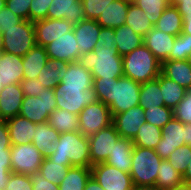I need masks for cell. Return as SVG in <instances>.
<instances>
[{
    "instance_id": "cell-25",
    "label": "cell",
    "mask_w": 191,
    "mask_h": 190,
    "mask_svg": "<svg viewBox=\"0 0 191 190\" xmlns=\"http://www.w3.org/2000/svg\"><path fill=\"white\" fill-rule=\"evenodd\" d=\"M161 73L186 90H191V65L187 60H165Z\"/></svg>"
},
{
    "instance_id": "cell-31",
    "label": "cell",
    "mask_w": 191,
    "mask_h": 190,
    "mask_svg": "<svg viewBox=\"0 0 191 190\" xmlns=\"http://www.w3.org/2000/svg\"><path fill=\"white\" fill-rule=\"evenodd\" d=\"M158 82L160 83V90L165 106L173 110L185 97L187 90L162 73L158 76Z\"/></svg>"
},
{
    "instance_id": "cell-2",
    "label": "cell",
    "mask_w": 191,
    "mask_h": 190,
    "mask_svg": "<svg viewBox=\"0 0 191 190\" xmlns=\"http://www.w3.org/2000/svg\"><path fill=\"white\" fill-rule=\"evenodd\" d=\"M47 157L66 166L91 167L88 137L79 131L60 133L54 151Z\"/></svg>"
},
{
    "instance_id": "cell-57",
    "label": "cell",
    "mask_w": 191,
    "mask_h": 190,
    "mask_svg": "<svg viewBox=\"0 0 191 190\" xmlns=\"http://www.w3.org/2000/svg\"><path fill=\"white\" fill-rule=\"evenodd\" d=\"M84 190H104L101 185L94 179V177L90 176L88 181L86 182Z\"/></svg>"
},
{
    "instance_id": "cell-5",
    "label": "cell",
    "mask_w": 191,
    "mask_h": 190,
    "mask_svg": "<svg viewBox=\"0 0 191 190\" xmlns=\"http://www.w3.org/2000/svg\"><path fill=\"white\" fill-rule=\"evenodd\" d=\"M161 160L154 149L134 146L130 170L133 185L155 186Z\"/></svg>"
},
{
    "instance_id": "cell-29",
    "label": "cell",
    "mask_w": 191,
    "mask_h": 190,
    "mask_svg": "<svg viewBox=\"0 0 191 190\" xmlns=\"http://www.w3.org/2000/svg\"><path fill=\"white\" fill-rule=\"evenodd\" d=\"M116 50L120 56H124L132 52L143 44L144 38L135 33L129 26L123 25L115 28Z\"/></svg>"
},
{
    "instance_id": "cell-65",
    "label": "cell",
    "mask_w": 191,
    "mask_h": 190,
    "mask_svg": "<svg viewBox=\"0 0 191 190\" xmlns=\"http://www.w3.org/2000/svg\"><path fill=\"white\" fill-rule=\"evenodd\" d=\"M187 61L191 65V53L189 54Z\"/></svg>"
},
{
    "instance_id": "cell-4",
    "label": "cell",
    "mask_w": 191,
    "mask_h": 190,
    "mask_svg": "<svg viewBox=\"0 0 191 190\" xmlns=\"http://www.w3.org/2000/svg\"><path fill=\"white\" fill-rule=\"evenodd\" d=\"M123 73L138 83L156 79L161 73V63L144 45L122 56Z\"/></svg>"
},
{
    "instance_id": "cell-22",
    "label": "cell",
    "mask_w": 191,
    "mask_h": 190,
    "mask_svg": "<svg viewBox=\"0 0 191 190\" xmlns=\"http://www.w3.org/2000/svg\"><path fill=\"white\" fill-rule=\"evenodd\" d=\"M6 122L11 145L32 143L35 123L20 115L9 118Z\"/></svg>"
},
{
    "instance_id": "cell-17",
    "label": "cell",
    "mask_w": 191,
    "mask_h": 190,
    "mask_svg": "<svg viewBox=\"0 0 191 190\" xmlns=\"http://www.w3.org/2000/svg\"><path fill=\"white\" fill-rule=\"evenodd\" d=\"M47 18L66 19L73 26L86 19L81 0H53Z\"/></svg>"
},
{
    "instance_id": "cell-55",
    "label": "cell",
    "mask_w": 191,
    "mask_h": 190,
    "mask_svg": "<svg viewBox=\"0 0 191 190\" xmlns=\"http://www.w3.org/2000/svg\"><path fill=\"white\" fill-rule=\"evenodd\" d=\"M0 146H12L6 120H0Z\"/></svg>"
},
{
    "instance_id": "cell-50",
    "label": "cell",
    "mask_w": 191,
    "mask_h": 190,
    "mask_svg": "<svg viewBox=\"0 0 191 190\" xmlns=\"http://www.w3.org/2000/svg\"><path fill=\"white\" fill-rule=\"evenodd\" d=\"M24 19L15 15L6 6L0 11V31L20 24Z\"/></svg>"
},
{
    "instance_id": "cell-14",
    "label": "cell",
    "mask_w": 191,
    "mask_h": 190,
    "mask_svg": "<svg viewBox=\"0 0 191 190\" xmlns=\"http://www.w3.org/2000/svg\"><path fill=\"white\" fill-rule=\"evenodd\" d=\"M36 45L45 47L62 35L73 30L66 19H41L34 21Z\"/></svg>"
},
{
    "instance_id": "cell-56",
    "label": "cell",
    "mask_w": 191,
    "mask_h": 190,
    "mask_svg": "<svg viewBox=\"0 0 191 190\" xmlns=\"http://www.w3.org/2000/svg\"><path fill=\"white\" fill-rule=\"evenodd\" d=\"M11 172L0 166V190H5Z\"/></svg>"
},
{
    "instance_id": "cell-26",
    "label": "cell",
    "mask_w": 191,
    "mask_h": 190,
    "mask_svg": "<svg viewBox=\"0 0 191 190\" xmlns=\"http://www.w3.org/2000/svg\"><path fill=\"white\" fill-rule=\"evenodd\" d=\"M35 134L32 144L41 152L45 157L50 155L55 149V142L58 140L60 133L57 132L49 122L37 123L34 126Z\"/></svg>"
},
{
    "instance_id": "cell-3",
    "label": "cell",
    "mask_w": 191,
    "mask_h": 190,
    "mask_svg": "<svg viewBox=\"0 0 191 190\" xmlns=\"http://www.w3.org/2000/svg\"><path fill=\"white\" fill-rule=\"evenodd\" d=\"M77 62L90 71L93 78L117 79L124 76L122 56L116 49L96 48L80 55Z\"/></svg>"
},
{
    "instance_id": "cell-40",
    "label": "cell",
    "mask_w": 191,
    "mask_h": 190,
    "mask_svg": "<svg viewBox=\"0 0 191 190\" xmlns=\"http://www.w3.org/2000/svg\"><path fill=\"white\" fill-rule=\"evenodd\" d=\"M132 2L147 15V18L153 25H155L160 19L161 14L170 5L166 0H133Z\"/></svg>"
},
{
    "instance_id": "cell-13",
    "label": "cell",
    "mask_w": 191,
    "mask_h": 190,
    "mask_svg": "<svg viewBox=\"0 0 191 190\" xmlns=\"http://www.w3.org/2000/svg\"><path fill=\"white\" fill-rule=\"evenodd\" d=\"M184 139H186V124L173 117L162 128V138L154 150L162 159H167L176 148L185 145Z\"/></svg>"
},
{
    "instance_id": "cell-53",
    "label": "cell",
    "mask_w": 191,
    "mask_h": 190,
    "mask_svg": "<svg viewBox=\"0 0 191 190\" xmlns=\"http://www.w3.org/2000/svg\"><path fill=\"white\" fill-rule=\"evenodd\" d=\"M177 8L181 16L191 15V0H171V4Z\"/></svg>"
},
{
    "instance_id": "cell-66",
    "label": "cell",
    "mask_w": 191,
    "mask_h": 190,
    "mask_svg": "<svg viewBox=\"0 0 191 190\" xmlns=\"http://www.w3.org/2000/svg\"><path fill=\"white\" fill-rule=\"evenodd\" d=\"M3 85L1 84V79H0V91L2 90Z\"/></svg>"
},
{
    "instance_id": "cell-15",
    "label": "cell",
    "mask_w": 191,
    "mask_h": 190,
    "mask_svg": "<svg viewBox=\"0 0 191 190\" xmlns=\"http://www.w3.org/2000/svg\"><path fill=\"white\" fill-rule=\"evenodd\" d=\"M146 122L144 109L138 105L128 111L112 115V124L121 138L133 140L139 127Z\"/></svg>"
},
{
    "instance_id": "cell-7",
    "label": "cell",
    "mask_w": 191,
    "mask_h": 190,
    "mask_svg": "<svg viewBox=\"0 0 191 190\" xmlns=\"http://www.w3.org/2000/svg\"><path fill=\"white\" fill-rule=\"evenodd\" d=\"M53 90L57 108L67 110L76 115H79L84 107L98 101L94 86L74 87L65 86V84L58 82Z\"/></svg>"
},
{
    "instance_id": "cell-28",
    "label": "cell",
    "mask_w": 191,
    "mask_h": 190,
    "mask_svg": "<svg viewBox=\"0 0 191 190\" xmlns=\"http://www.w3.org/2000/svg\"><path fill=\"white\" fill-rule=\"evenodd\" d=\"M61 76L65 86L92 87L94 82L92 73L78 62L68 63Z\"/></svg>"
},
{
    "instance_id": "cell-61",
    "label": "cell",
    "mask_w": 191,
    "mask_h": 190,
    "mask_svg": "<svg viewBox=\"0 0 191 190\" xmlns=\"http://www.w3.org/2000/svg\"><path fill=\"white\" fill-rule=\"evenodd\" d=\"M131 190H160L158 188H156L155 186H150V185H143V186H136L133 185Z\"/></svg>"
},
{
    "instance_id": "cell-32",
    "label": "cell",
    "mask_w": 191,
    "mask_h": 190,
    "mask_svg": "<svg viewBox=\"0 0 191 190\" xmlns=\"http://www.w3.org/2000/svg\"><path fill=\"white\" fill-rule=\"evenodd\" d=\"M139 96V105L143 109L165 105L161 94L158 77L156 79L141 83Z\"/></svg>"
},
{
    "instance_id": "cell-10",
    "label": "cell",
    "mask_w": 191,
    "mask_h": 190,
    "mask_svg": "<svg viewBox=\"0 0 191 190\" xmlns=\"http://www.w3.org/2000/svg\"><path fill=\"white\" fill-rule=\"evenodd\" d=\"M78 116V131L86 137L112 124L110 108L101 101H96L84 107Z\"/></svg>"
},
{
    "instance_id": "cell-46",
    "label": "cell",
    "mask_w": 191,
    "mask_h": 190,
    "mask_svg": "<svg viewBox=\"0 0 191 190\" xmlns=\"http://www.w3.org/2000/svg\"><path fill=\"white\" fill-rule=\"evenodd\" d=\"M30 175L11 172L5 190H32Z\"/></svg>"
},
{
    "instance_id": "cell-38",
    "label": "cell",
    "mask_w": 191,
    "mask_h": 190,
    "mask_svg": "<svg viewBox=\"0 0 191 190\" xmlns=\"http://www.w3.org/2000/svg\"><path fill=\"white\" fill-rule=\"evenodd\" d=\"M162 138V129L150 123H143L132 140L134 146L155 149Z\"/></svg>"
},
{
    "instance_id": "cell-41",
    "label": "cell",
    "mask_w": 191,
    "mask_h": 190,
    "mask_svg": "<svg viewBox=\"0 0 191 190\" xmlns=\"http://www.w3.org/2000/svg\"><path fill=\"white\" fill-rule=\"evenodd\" d=\"M147 123L163 128L173 117V110L164 106L144 109Z\"/></svg>"
},
{
    "instance_id": "cell-24",
    "label": "cell",
    "mask_w": 191,
    "mask_h": 190,
    "mask_svg": "<svg viewBox=\"0 0 191 190\" xmlns=\"http://www.w3.org/2000/svg\"><path fill=\"white\" fill-rule=\"evenodd\" d=\"M130 3L128 0H114L107 5L96 21L103 28H117L125 25Z\"/></svg>"
},
{
    "instance_id": "cell-48",
    "label": "cell",
    "mask_w": 191,
    "mask_h": 190,
    "mask_svg": "<svg viewBox=\"0 0 191 190\" xmlns=\"http://www.w3.org/2000/svg\"><path fill=\"white\" fill-rule=\"evenodd\" d=\"M32 0H6V7L24 20H30V5Z\"/></svg>"
},
{
    "instance_id": "cell-35",
    "label": "cell",
    "mask_w": 191,
    "mask_h": 190,
    "mask_svg": "<svg viewBox=\"0 0 191 190\" xmlns=\"http://www.w3.org/2000/svg\"><path fill=\"white\" fill-rule=\"evenodd\" d=\"M91 176V167L72 166L59 184L60 190H84Z\"/></svg>"
},
{
    "instance_id": "cell-11",
    "label": "cell",
    "mask_w": 191,
    "mask_h": 190,
    "mask_svg": "<svg viewBox=\"0 0 191 190\" xmlns=\"http://www.w3.org/2000/svg\"><path fill=\"white\" fill-rule=\"evenodd\" d=\"M91 176L104 190H131L133 187L130 173L123 172L106 163L91 166Z\"/></svg>"
},
{
    "instance_id": "cell-64",
    "label": "cell",
    "mask_w": 191,
    "mask_h": 190,
    "mask_svg": "<svg viewBox=\"0 0 191 190\" xmlns=\"http://www.w3.org/2000/svg\"><path fill=\"white\" fill-rule=\"evenodd\" d=\"M2 44H3V36H2V32L0 31V52L2 50Z\"/></svg>"
},
{
    "instance_id": "cell-23",
    "label": "cell",
    "mask_w": 191,
    "mask_h": 190,
    "mask_svg": "<svg viewBox=\"0 0 191 190\" xmlns=\"http://www.w3.org/2000/svg\"><path fill=\"white\" fill-rule=\"evenodd\" d=\"M134 144L132 140L126 138H120L108 155V158L104 163L107 165L116 167L117 169L130 173L132 165V155H133Z\"/></svg>"
},
{
    "instance_id": "cell-43",
    "label": "cell",
    "mask_w": 191,
    "mask_h": 190,
    "mask_svg": "<svg viewBox=\"0 0 191 190\" xmlns=\"http://www.w3.org/2000/svg\"><path fill=\"white\" fill-rule=\"evenodd\" d=\"M191 53V35L180 33L176 36L174 47L168 60H187Z\"/></svg>"
},
{
    "instance_id": "cell-59",
    "label": "cell",
    "mask_w": 191,
    "mask_h": 190,
    "mask_svg": "<svg viewBox=\"0 0 191 190\" xmlns=\"http://www.w3.org/2000/svg\"><path fill=\"white\" fill-rule=\"evenodd\" d=\"M183 181L186 184H191V161L189 162L187 169L183 174Z\"/></svg>"
},
{
    "instance_id": "cell-9",
    "label": "cell",
    "mask_w": 191,
    "mask_h": 190,
    "mask_svg": "<svg viewBox=\"0 0 191 190\" xmlns=\"http://www.w3.org/2000/svg\"><path fill=\"white\" fill-rule=\"evenodd\" d=\"M44 155L32 143L12 145L10 148L11 171L31 175L39 171Z\"/></svg>"
},
{
    "instance_id": "cell-12",
    "label": "cell",
    "mask_w": 191,
    "mask_h": 190,
    "mask_svg": "<svg viewBox=\"0 0 191 190\" xmlns=\"http://www.w3.org/2000/svg\"><path fill=\"white\" fill-rule=\"evenodd\" d=\"M120 138L113 124L89 136L91 166L104 163Z\"/></svg>"
},
{
    "instance_id": "cell-19",
    "label": "cell",
    "mask_w": 191,
    "mask_h": 190,
    "mask_svg": "<svg viewBox=\"0 0 191 190\" xmlns=\"http://www.w3.org/2000/svg\"><path fill=\"white\" fill-rule=\"evenodd\" d=\"M176 36L152 28L145 36L143 44L152 52L160 63L168 60L174 47Z\"/></svg>"
},
{
    "instance_id": "cell-8",
    "label": "cell",
    "mask_w": 191,
    "mask_h": 190,
    "mask_svg": "<svg viewBox=\"0 0 191 190\" xmlns=\"http://www.w3.org/2000/svg\"><path fill=\"white\" fill-rule=\"evenodd\" d=\"M56 108L54 90L45 88L37 96H24L19 115L35 124L45 123Z\"/></svg>"
},
{
    "instance_id": "cell-47",
    "label": "cell",
    "mask_w": 191,
    "mask_h": 190,
    "mask_svg": "<svg viewBox=\"0 0 191 190\" xmlns=\"http://www.w3.org/2000/svg\"><path fill=\"white\" fill-rule=\"evenodd\" d=\"M53 0H32L30 5V21L47 18V13Z\"/></svg>"
},
{
    "instance_id": "cell-44",
    "label": "cell",
    "mask_w": 191,
    "mask_h": 190,
    "mask_svg": "<svg viewBox=\"0 0 191 190\" xmlns=\"http://www.w3.org/2000/svg\"><path fill=\"white\" fill-rule=\"evenodd\" d=\"M86 19L97 20L107 5L114 0H81Z\"/></svg>"
},
{
    "instance_id": "cell-36",
    "label": "cell",
    "mask_w": 191,
    "mask_h": 190,
    "mask_svg": "<svg viewBox=\"0 0 191 190\" xmlns=\"http://www.w3.org/2000/svg\"><path fill=\"white\" fill-rule=\"evenodd\" d=\"M67 62L63 60H50L40 71L37 79L43 84L44 88L54 89L61 81V75L64 72Z\"/></svg>"
},
{
    "instance_id": "cell-52",
    "label": "cell",
    "mask_w": 191,
    "mask_h": 190,
    "mask_svg": "<svg viewBox=\"0 0 191 190\" xmlns=\"http://www.w3.org/2000/svg\"><path fill=\"white\" fill-rule=\"evenodd\" d=\"M30 179L33 186L32 190H60L59 186L45 179L39 171L31 174Z\"/></svg>"
},
{
    "instance_id": "cell-27",
    "label": "cell",
    "mask_w": 191,
    "mask_h": 190,
    "mask_svg": "<svg viewBox=\"0 0 191 190\" xmlns=\"http://www.w3.org/2000/svg\"><path fill=\"white\" fill-rule=\"evenodd\" d=\"M23 60V79H35L40 71L49 62L45 47L35 45L26 55Z\"/></svg>"
},
{
    "instance_id": "cell-42",
    "label": "cell",
    "mask_w": 191,
    "mask_h": 190,
    "mask_svg": "<svg viewBox=\"0 0 191 190\" xmlns=\"http://www.w3.org/2000/svg\"><path fill=\"white\" fill-rule=\"evenodd\" d=\"M168 162L182 175L191 161V146L182 145L176 148L167 158Z\"/></svg>"
},
{
    "instance_id": "cell-49",
    "label": "cell",
    "mask_w": 191,
    "mask_h": 190,
    "mask_svg": "<svg viewBox=\"0 0 191 190\" xmlns=\"http://www.w3.org/2000/svg\"><path fill=\"white\" fill-rule=\"evenodd\" d=\"M116 36L115 28H103L101 27L100 34L98 36V41L96 43V48L103 49H116Z\"/></svg>"
},
{
    "instance_id": "cell-37",
    "label": "cell",
    "mask_w": 191,
    "mask_h": 190,
    "mask_svg": "<svg viewBox=\"0 0 191 190\" xmlns=\"http://www.w3.org/2000/svg\"><path fill=\"white\" fill-rule=\"evenodd\" d=\"M125 25L143 38L154 27L147 15L133 2L129 4Z\"/></svg>"
},
{
    "instance_id": "cell-18",
    "label": "cell",
    "mask_w": 191,
    "mask_h": 190,
    "mask_svg": "<svg viewBox=\"0 0 191 190\" xmlns=\"http://www.w3.org/2000/svg\"><path fill=\"white\" fill-rule=\"evenodd\" d=\"M101 26L96 20L85 19L74 25L73 32L79 48V56L96 49Z\"/></svg>"
},
{
    "instance_id": "cell-30",
    "label": "cell",
    "mask_w": 191,
    "mask_h": 190,
    "mask_svg": "<svg viewBox=\"0 0 191 190\" xmlns=\"http://www.w3.org/2000/svg\"><path fill=\"white\" fill-rule=\"evenodd\" d=\"M154 28L173 36L183 31V19L177 8L169 5L161 14L160 19L155 23Z\"/></svg>"
},
{
    "instance_id": "cell-62",
    "label": "cell",
    "mask_w": 191,
    "mask_h": 190,
    "mask_svg": "<svg viewBox=\"0 0 191 190\" xmlns=\"http://www.w3.org/2000/svg\"><path fill=\"white\" fill-rule=\"evenodd\" d=\"M167 190H191V184L183 183V184L178 185L172 189H167Z\"/></svg>"
},
{
    "instance_id": "cell-21",
    "label": "cell",
    "mask_w": 191,
    "mask_h": 190,
    "mask_svg": "<svg viewBox=\"0 0 191 190\" xmlns=\"http://www.w3.org/2000/svg\"><path fill=\"white\" fill-rule=\"evenodd\" d=\"M22 56L0 52V79L4 86L20 84L23 80Z\"/></svg>"
},
{
    "instance_id": "cell-6",
    "label": "cell",
    "mask_w": 191,
    "mask_h": 190,
    "mask_svg": "<svg viewBox=\"0 0 191 190\" xmlns=\"http://www.w3.org/2000/svg\"><path fill=\"white\" fill-rule=\"evenodd\" d=\"M2 50L17 56L26 55L35 45V27L30 20H23L14 27L2 31Z\"/></svg>"
},
{
    "instance_id": "cell-16",
    "label": "cell",
    "mask_w": 191,
    "mask_h": 190,
    "mask_svg": "<svg viewBox=\"0 0 191 190\" xmlns=\"http://www.w3.org/2000/svg\"><path fill=\"white\" fill-rule=\"evenodd\" d=\"M48 59L63 60L67 63L77 62L79 48L73 30L58 37V39L45 46Z\"/></svg>"
},
{
    "instance_id": "cell-34",
    "label": "cell",
    "mask_w": 191,
    "mask_h": 190,
    "mask_svg": "<svg viewBox=\"0 0 191 190\" xmlns=\"http://www.w3.org/2000/svg\"><path fill=\"white\" fill-rule=\"evenodd\" d=\"M183 175L178 172L167 159H162L159 165L155 187L160 190L172 189L183 184Z\"/></svg>"
},
{
    "instance_id": "cell-1",
    "label": "cell",
    "mask_w": 191,
    "mask_h": 190,
    "mask_svg": "<svg viewBox=\"0 0 191 190\" xmlns=\"http://www.w3.org/2000/svg\"><path fill=\"white\" fill-rule=\"evenodd\" d=\"M93 79L97 99L110 108L111 115L139 105L141 83L125 76L117 79Z\"/></svg>"
},
{
    "instance_id": "cell-63",
    "label": "cell",
    "mask_w": 191,
    "mask_h": 190,
    "mask_svg": "<svg viewBox=\"0 0 191 190\" xmlns=\"http://www.w3.org/2000/svg\"><path fill=\"white\" fill-rule=\"evenodd\" d=\"M6 6V0H0V11Z\"/></svg>"
},
{
    "instance_id": "cell-33",
    "label": "cell",
    "mask_w": 191,
    "mask_h": 190,
    "mask_svg": "<svg viewBox=\"0 0 191 190\" xmlns=\"http://www.w3.org/2000/svg\"><path fill=\"white\" fill-rule=\"evenodd\" d=\"M48 122L59 133L75 132L79 129V116L60 108L50 114Z\"/></svg>"
},
{
    "instance_id": "cell-20",
    "label": "cell",
    "mask_w": 191,
    "mask_h": 190,
    "mask_svg": "<svg viewBox=\"0 0 191 190\" xmlns=\"http://www.w3.org/2000/svg\"><path fill=\"white\" fill-rule=\"evenodd\" d=\"M24 94L20 84L7 85L0 91V120L19 115Z\"/></svg>"
},
{
    "instance_id": "cell-39",
    "label": "cell",
    "mask_w": 191,
    "mask_h": 190,
    "mask_svg": "<svg viewBox=\"0 0 191 190\" xmlns=\"http://www.w3.org/2000/svg\"><path fill=\"white\" fill-rule=\"evenodd\" d=\"M70 167L72 166H66L59 162H52L48 157H44L39 172L45 179L59 186Z\"/></svg>"
},
{
    "instance_id": "cell-54",
    "label": "cell",
    "mask_w": 191,
    "mask_h": 190,
    "mask_svg": "<svg viewBox=\"0 0 191 190\" xmlns=\"http://www.w3.org/2000/svg\"><path fill=\"white\" fill-rule=\"evenodd\" d=\"M11 146H0V166H3L7 171H11Z\"/></svg>"
},
{
    "instance_id": "cell-45",
    "label": "cell",
    "mask_w": 191,
    "mask_h": 190,
    "mask_svg": "<svg viewBox=\"0 0 191 190\" xmlns=\"http://www.w3.org/2000/svg\"><path fill=\"white\" fill-rule=\"evenodd\" d=\"M174 117L183 124H191V90H187L185 97L173 109Z\"/></svg>"
},
{
    "instance_id": "cell-51",
    "label": "cell",
    "mask_w": 191,
    "mask_h": 190,
    "mask_svg": "<svg viewBox=\"0 0 191 190\" xmlns=\"http://www.w3.org/2000/svg\"><path fill=\"white\" fill-rule=\"evenodd\" d=\"M24 96H37L39 92H42L45 88L42 83L35 79H23L20 82Z\"/></svg>"
},
{
    "instance_id": "cell-58",
    "label": "cell",
    "mask_w": 191,
    "mask_h": 190,
    "mask_svg": "<svg viewBox=\"0 0 191 190\" xmlns=\"http://www.w3.org/2000/svg\"><path fill=\"white\" fill-rule=\"evenodd\" d=\"M182 19H183L182 33L191 35V15L182 16Z\"/></svg>"
},
{
    "instance_id": "cell-60",
    "label": "cell",
    "mask_w": 191,
    "mask_h": 190,
    "mask_svg": "<svg viewBox=\"0 0 191 190\" xmlns=\"http://www.w3.org/2000/svg\"><path fill=\"white\" fill-rule=\"evenodd\" d=\"M185 144L191 146V124H186V139Z\"/></svg>"
}]
</instances>
